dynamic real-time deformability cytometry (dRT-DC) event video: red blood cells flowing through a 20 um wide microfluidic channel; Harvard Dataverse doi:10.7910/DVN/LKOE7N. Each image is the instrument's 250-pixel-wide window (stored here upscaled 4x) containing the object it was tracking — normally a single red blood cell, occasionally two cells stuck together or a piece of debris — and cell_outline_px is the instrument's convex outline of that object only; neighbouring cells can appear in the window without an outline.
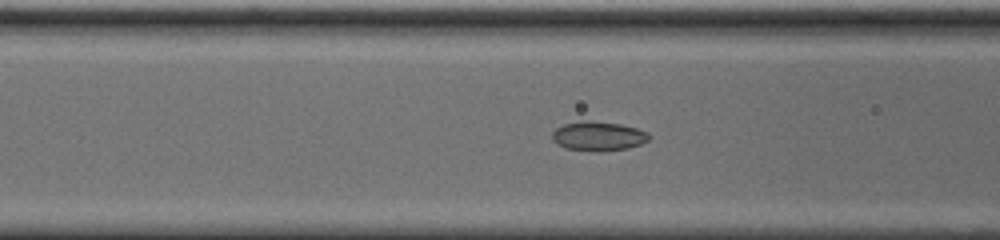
{"species": "common noctule bat (a hibernating species)", "species_latin": "Nyctalus noctula", "temperature_condition": "cold", "stored_images_in_passage": 45, "camera_frame_rate_fps": 3000, "um_per_image_px": 0.085, "animal": {"sex": "male", "body_mass_g": 20.0, "forearm_length_mm": 53.3}, "frame": {"image": 1, "passage_image": 11, "time_ms": 3.333, "image_size_px": [1000, 240], "cell_outline_px": [[652, 136], [648, 140], [640, 144], [628, 148], [600, 152], [592, 152], [564, 148], [556, 144], [552, 140], [552, 132], [556, 128], [564, 124], [584, 120], [588, 120], [620, 124], [636, 128], [648, 132]], "centroid_in_image_um": [50.84, 11.58], "position_along_channel_um": 115.8, "area_um2": 16.82}}
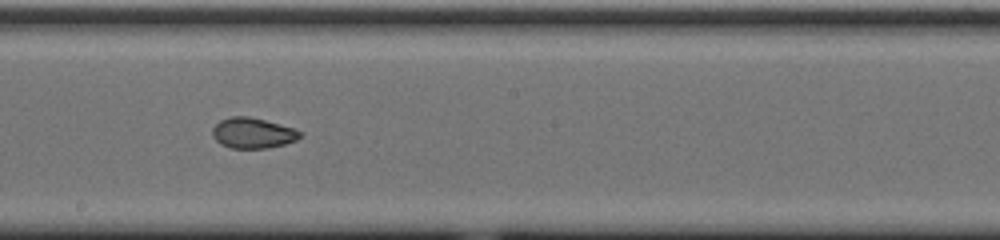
{"frame": {"image": 2, "passage_image": 20, "time_ms": 6.333, "image_size_px": [1000, 240], "cell_outline_px": [[304, 136], [296, 140], [284, 144], [268, 148], [232, 148], [220, 144], [212, 136], [212, 128], [220, 120], [232, 116], [248, 116], [264, 120], [292, 128], [300, 132]], "centroid_in_image_um": [21.46, 11.31], "position_along_channel_um": 226.7, "area_um2": 15.49}}
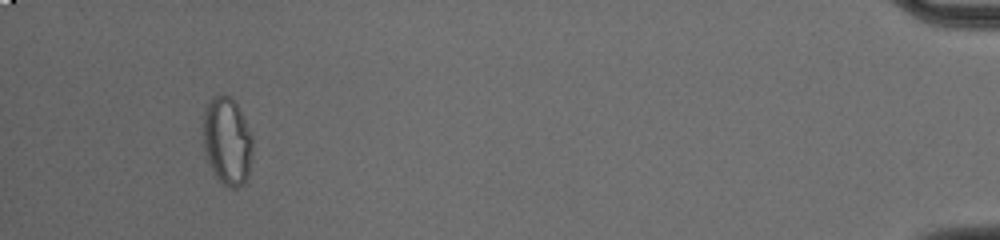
{"frame": {"image": 3, "passage_image": 42, "time_ms": 13.667, "image_size_px": [1000, 240], "cell_outline_px": [[252, 156], [248, 176], [244, 184], [236, 188], [232, 188], [224, 184], [216, 176], [208, 164], [204, 152], [204, 108], [216, 96], [232, 96], [240, 108], [252, 136]], "centroid_in_image_um": [19.33, 12.01], "position_along_channel_um": 415.9, "area_um2": 25.32}, "authors_computed_cell_mechanics": {"area_um2": 16.7042, "velocity_mm_per_s": 3.7053, "shape_relaxation_time_tau1_ms": null, "shape_relaxation_time_tau2_ms": 1.8004, "deformation_change_tau1": null, "deformation_change_tau2": 0.0526}}